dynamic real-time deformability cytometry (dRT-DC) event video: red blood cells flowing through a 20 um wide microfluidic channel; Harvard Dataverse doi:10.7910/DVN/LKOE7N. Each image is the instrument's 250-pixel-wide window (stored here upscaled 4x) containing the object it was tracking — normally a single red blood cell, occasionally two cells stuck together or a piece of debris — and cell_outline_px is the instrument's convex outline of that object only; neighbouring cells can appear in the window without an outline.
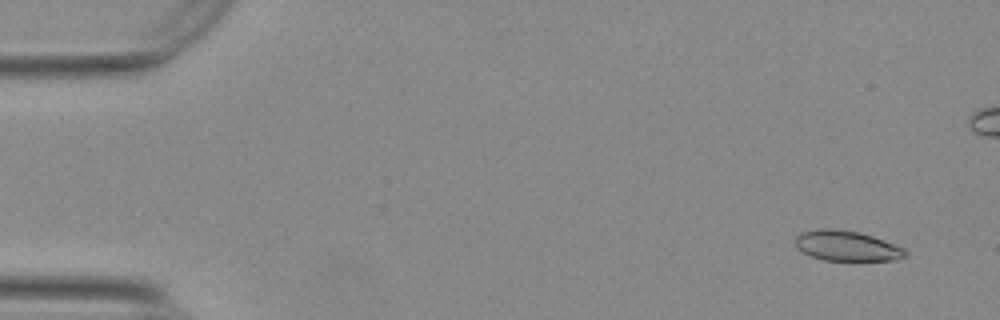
{"species": "Egyptian fruit bat (a non-hibernating species)", "species_latin": "Rousettus aegyptiacus", "temperature_condition": "warm", "stored_images_in_passage": 57, "camera_frame_rate_fps": 3000, "um_per_image_px": 0.085, "animal": {"sex": "female"}, "frame": {"image": 1, "passage_image": 4, "time_ms": 1.0, "image_size_px": [1000, 320], "cell_outline_px": [[908, 252], [904, 256], [896, 260], [824, 260], [812, 256], [796, 248], [796, 236], [800, 232], [820, 228], [832, 228], [860, 232], [884, 240], [904, 248]], "centroid_in_image_um": [71.96, 20.88], "position_along_channel_um": 13.0, "area_um2": 19.31}}